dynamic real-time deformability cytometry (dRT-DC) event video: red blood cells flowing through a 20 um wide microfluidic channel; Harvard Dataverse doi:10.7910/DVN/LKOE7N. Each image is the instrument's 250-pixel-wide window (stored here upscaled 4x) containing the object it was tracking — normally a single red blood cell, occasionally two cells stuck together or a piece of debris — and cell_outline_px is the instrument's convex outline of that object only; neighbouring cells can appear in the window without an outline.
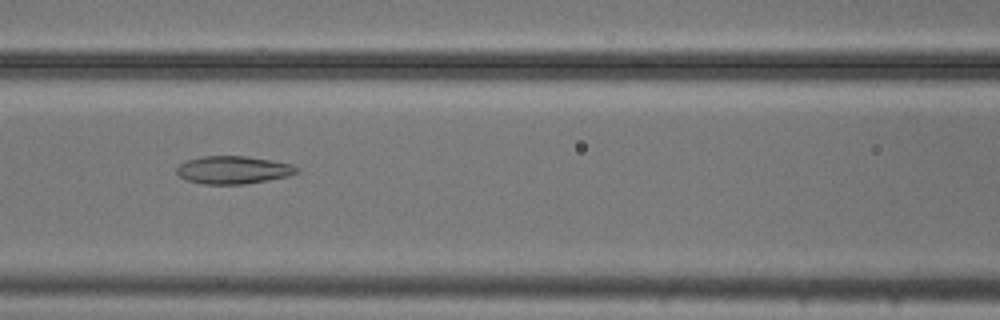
{"species": "common noctule bat (a hibernating species)", "species_latin": "Nyctalus noctula", "temperature_condition": "cold", "stored_images_in_passage": 51, "camera_frame_rate_fps": 3000, "um_per_image_px": 0.085, "animal": {"sex": "male", "body_mass_g": 20.5, "forearm_length_mm": 52.5}, "frame": {"image": 1, "passage_image": 21, "time_ms": 6.667, "image_size_px": [1000, 320], "cell_outline_px": [[300, 172], [288, 176], [268, 180], [244, 184], [204, 184], [188, 180], [180, 176], [176, 172], [176, 168], [180, 164], [188, 160], [200, 156], [248, 156], [272, 160], [292, 164], [300, 168]], "centroid_in_image_um": [19.87, 14.44], "position_along_channel_um": 146.7, "area_um2": 19.54}}
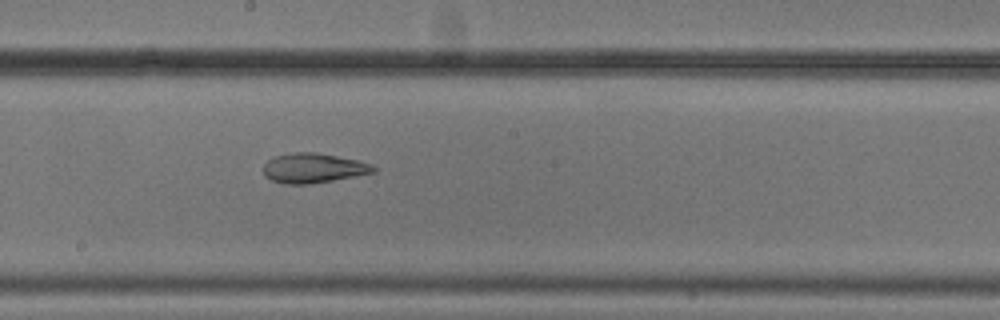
{"frame": {"image": 2, "passage_image": 27, "time_ms": 8.667, "image_size_px": [1000, 320], "cell_outline_px": [[376, 172], [332, 180], [308, 184], [284, 184], [272, 180], [264, 176], [264, 164], [272, 156], [292, 152], [316, 152], [356, 160], [372, 164], [376, 168]], "centroid_in_image_um": [26.6, 14.28], "position_along_channel_um": 221.6, "area_um2": 19.02}}
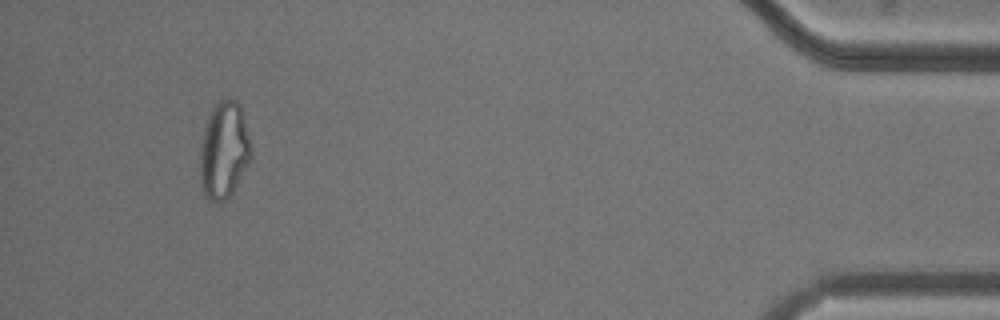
{"frame": {"image": 3, "passage_image": 48, "time_ms": 15.667, "image_size_px": [1000, 320], "cell_outline_px": [[252, 156], [248, 164], [232, 192], [224, 200], [212, 200], [204, 196], [200, 176], [200, 148], [204, 128], [208, 116], [212, 108], [224, 96], [228, 96], [236, 100], [240, 104], [252, 148]], "centroid_in_image_um": [19.04, 12.71], "position_along_channel_um": 416.2, "area_um2": 28.78}, "authors_computed_cell_mechanics": {"area_um2": 25.432, "velocity_mm_per_s": 3.7445, "shape_relaxation_time_tau1_ms": null, "shape_relaxation_time_tau2_ms": 2.9422, "deformation_change_tau1": null, "deformation_change_tau2": 0.0972}}